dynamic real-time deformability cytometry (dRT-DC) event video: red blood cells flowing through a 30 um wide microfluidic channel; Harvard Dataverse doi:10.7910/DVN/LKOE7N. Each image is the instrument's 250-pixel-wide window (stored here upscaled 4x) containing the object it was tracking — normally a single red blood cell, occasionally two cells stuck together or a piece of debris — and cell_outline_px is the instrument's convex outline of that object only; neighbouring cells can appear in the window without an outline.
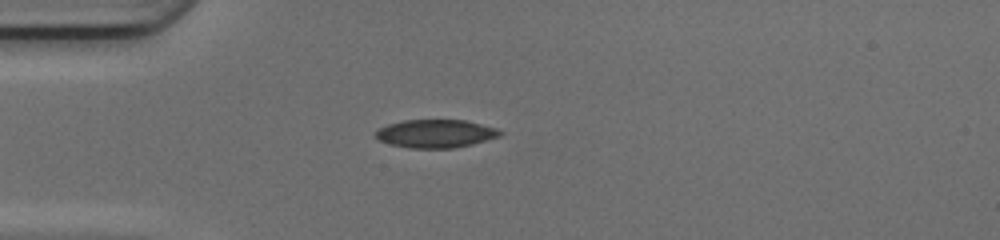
{"species": "common noctule bat (a hibernating species)", "species_latin": "Nyctalus noctula", "temperature_condition": "cold", "stored_images_in_passage": 36, "camera_frame_rate_fps": 3000, "um_per_image_px": 0.085, "animal": {"sex": "female", "body_mass_g": 17.0, "forearm_length_mm": 48.0}, "frame": {"image": 1, "passage_image": 1, "time_ms": 0.0, "image_size_px": [1000, 240], "cell_outline_px": [[504, 132], [500, 136], [472, 144], [452, 148], [408, 148], [392, 144], [380, 140], [376, 136], [376, 132], [380, 128], [388, 124], [404, 120], [464, 120], [496, 128]], "centroid_in_image_um": [37.05, 11.35], "position_along_channel_um": 47.9, "area_um2": 20.17}}
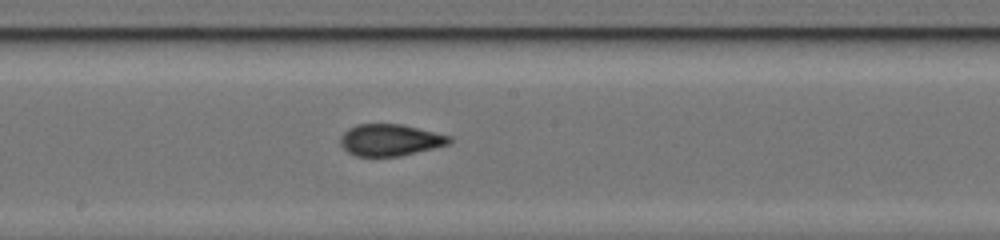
{"frame": {"image": 2, "passage_image": 14, "time_ms": 4.333, "image_size_px": [1000, 240], "cell_outline_px": [[452, 140], [448, 144], [400, 156], [356, 156], [348, 152], [340, 144], [340, 136], [348, 128], [356, 124], [404, 124], [452, 136]], "centroid_in_image_um": [33.15, 11.88], "position_along_channel_um": 215.0, "area_um2": 20.17}}
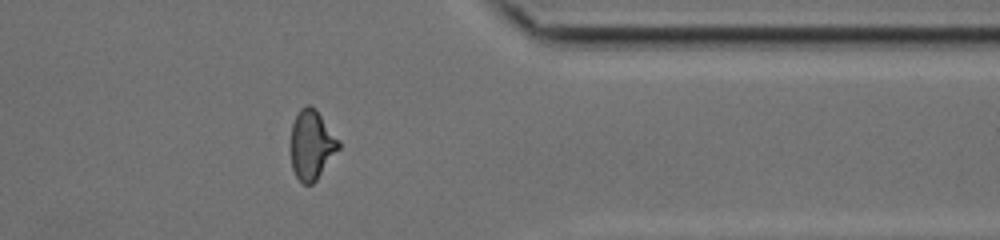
{"frame": {"image": 3, "passage_image": 27, "time_ms": 8.667, "image_size_px": [1000, 240], "cell_outline_px": [[340, 148], [316, 180], [312, 184], [304, 184], [296, 176], [292, 168], [292, 124], [300, 108], [308, 104], [316, 108], [340, 140]], "centroid_in_image_um": [26.52, 12.28], "position_along_channel_um": 384.9, "area_um2": 19.25}, "authors_computed_cell_mechanics": {"area_um2": 19.9988, "velocity_mm_per_s": 4.2193, "shape_relaxation_time_tau1_ms": 10.4934, "shape_relaxation_time_tau2_ms": 1.225, "deformation_change_tau1": 0.2519, "deformation_change_tau2": 0.0821}}